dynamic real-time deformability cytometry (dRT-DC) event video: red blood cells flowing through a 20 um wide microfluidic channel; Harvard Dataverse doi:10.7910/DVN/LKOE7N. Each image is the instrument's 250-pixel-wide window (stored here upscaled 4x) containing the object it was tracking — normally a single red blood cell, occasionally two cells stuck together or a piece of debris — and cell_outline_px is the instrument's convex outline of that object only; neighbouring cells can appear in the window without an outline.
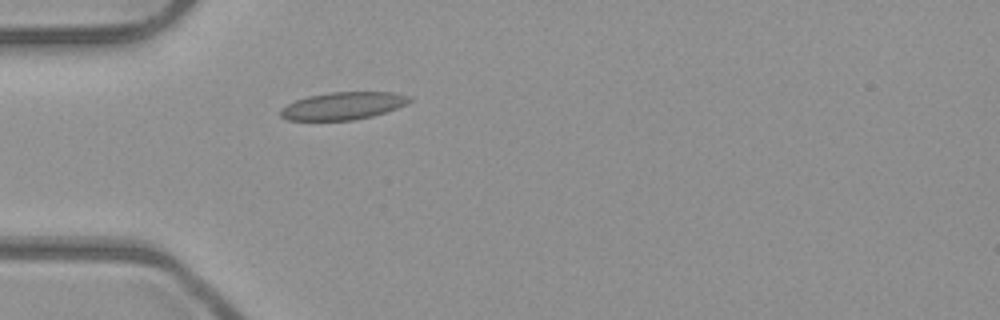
{"species": "common noctule bat (a hibernating species)", "species_latin": "Nyctalus noctula", "temperature_condition": "room temperature", "stored_images_in_passage": 37, "camera_frame_rate_fps": 3000, "um_per_image_px": 0.085, "animal": {"sex": "male", "body_mass_g": 23.1, "forearm_length_mm": 52.7}, "frame": {"image": 1, "passage_image": 1, "time_ms": 0.0, "image_size_px": [1000, 320], "cell_outline_px": [[412, 100], [408, 104], [372, 116], [352, 120], [288, 120], [280, 116], [280, 108], [296, 100], [308, 96], [328, 92], [392, 92], [412, 96]], "centroid_in_image_um": [29.17, 8.99], "position_along_channel_um": 55.8, "area_um2": 20.69}}
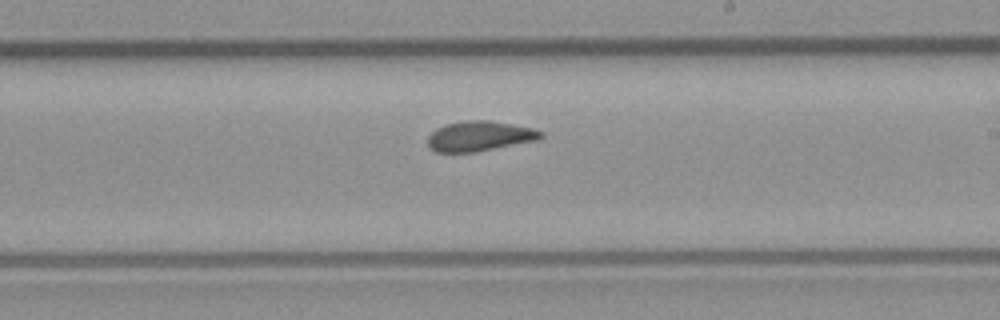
{"frame": {"image": 2, "passage_image": 16, "time_ms": 5.0, "image_size_px": [1000, 320], "cell_outline_px": [[544, 136], [540, 140], [476, 152], [436, 152], [428, 148], [428, 136], [436, 128], [444, 124], [468, 120], [488, 120], [512, 124], [532, 128], [544, 132]], "centroid_in_image_um": [40.78, 11.57], "position_along_channel_um": 248.2, "area_um2": 20.06}}
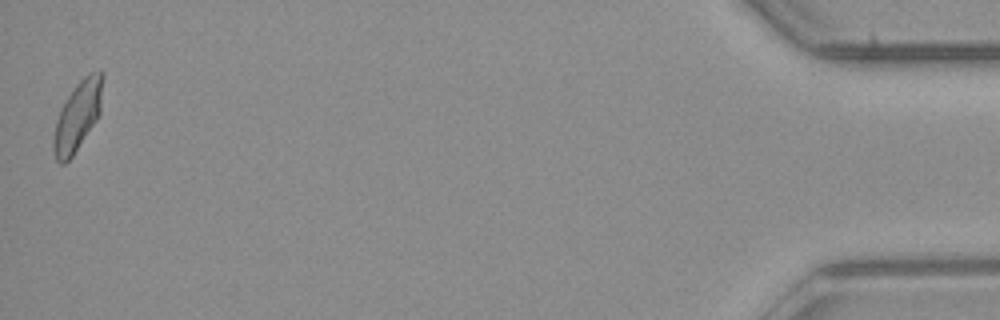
{"frame": {"image": 3, "passage_image": 37, "time_ms": 12.0, "image_size_px": [1000, 320], "cell_outline_px": [[104, 76], [100, 112], [96, 120], [72, 156], [64, 164], [60, 164], [56, 160], [52, 148], [52, 140], [56, 120], [68, 96], [76, 84], [88, 72], [104, 72]], "centroid_in_image_um": [6.6, 9.85], "position_along_channel_um": 428.6, "area_um2": 19.71}, "authors_computed_cell_mechanics": {"area_um2": 19.8832, "velocity_mm_per_s": 3.9644, "shape_relaxation_time_tau1_ms": null, "shape_relaxation_time_tau2_ms": 1.2293, "deformation_change_tau1": null, "deformation_change_tau2": 0.0634}}